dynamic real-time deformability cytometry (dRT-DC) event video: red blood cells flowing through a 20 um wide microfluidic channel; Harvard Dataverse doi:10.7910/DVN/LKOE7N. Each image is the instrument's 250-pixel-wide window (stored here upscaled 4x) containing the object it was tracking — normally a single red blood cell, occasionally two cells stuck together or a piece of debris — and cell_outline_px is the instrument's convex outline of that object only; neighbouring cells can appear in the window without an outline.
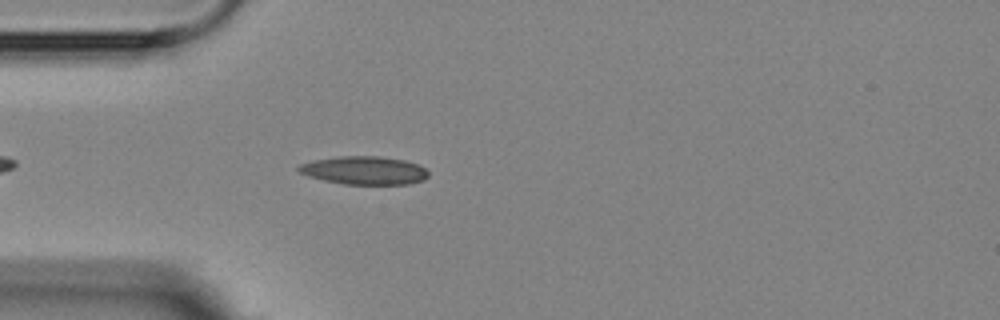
{"species": "Egyptian fruit bat (a non-hibernating species)", "species_latin": "Rousettus aegyptiacus", "temperature_condition": "room temperature", "stored_images_in_passage": 1, "camera_frame_rate_fps": 3000, "um_per_image_px": 0.085, "animal": {"sex": "female"}, "frame": {"image": 1, "passage_image": 1, "time_ms": 0.0, "image_size_px": [1000, 320], "cell_outline_px": [[428, 176], [424, 180], [408, 184], [344, 184], [324, 180], [308, 176], [300, 172], [296, 168], [300, 164], [312, 160], [340, 156], [376, 156], [404, 160], [420, 164], [428, 172]], "centroid_in_image_um": [30.97, 14.48], "position_along_channel_um": 54.0, "area_um2": 21.33}}